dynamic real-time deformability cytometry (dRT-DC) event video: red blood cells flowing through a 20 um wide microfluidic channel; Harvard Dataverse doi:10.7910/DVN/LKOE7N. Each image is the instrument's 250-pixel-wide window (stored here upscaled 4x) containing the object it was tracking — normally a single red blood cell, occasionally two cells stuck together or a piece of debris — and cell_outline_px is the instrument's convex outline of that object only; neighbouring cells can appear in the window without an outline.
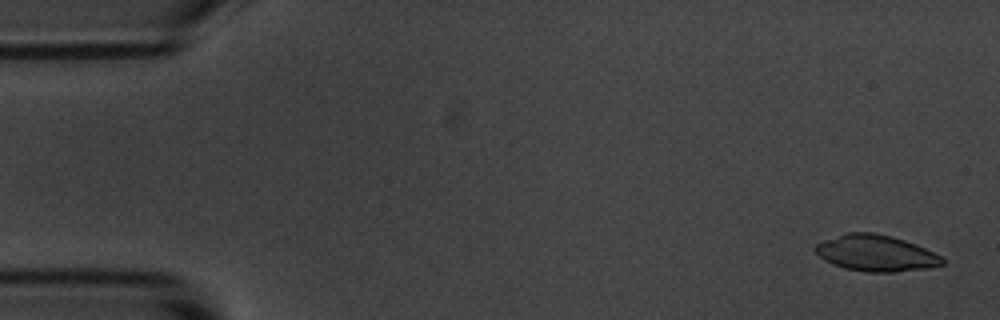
{"species": "common noctule bat (a hibernating species)", "species_latin": "Nyctalus noctula", "temperature_condition": "room temperature", "stored_images_in_passage": 6, "camera_frame_rate_fps": 3000, "um_per_image_px": 0.085, "animal": {"sex": "male", "body_mass_g": 20.1, "forearm_length_mm": 53.5}, "frame": {"image": 1, "passage_image": 1, "time_ms": 0.0, "image_size_px": [1000, 320], "cell_outline_px": [[944, 264], [928, 268], [896, 272], [868, 272], [844, 268], [824, 260], [812, 248], [816, 244], [824, 240], [848, 232], [872, 232], [892, 236], [916, 244], [940, 256], [944, 260]], "centroid_in_image_um": [74.44, 21.52], "position_along_channel_um": 10.6, "area_um2": 26.7}}
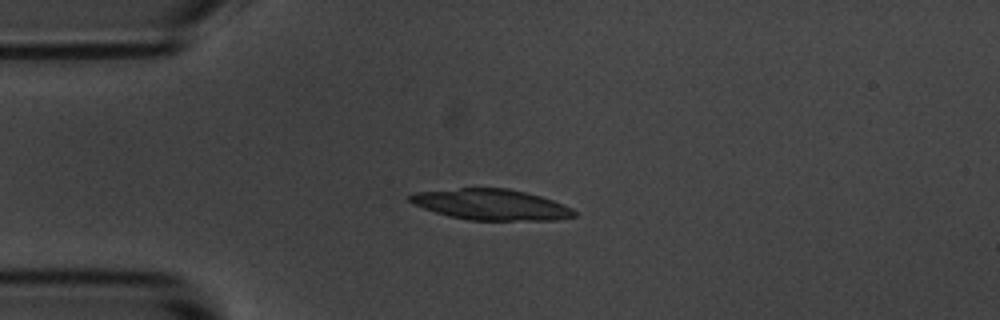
{"frame": {"image": 2, "passage_image": 4, "time_ms": 3.667, "image_size_px": [1000, 320], "cell_outline_px": [[576, 216], [560, 220], [468, 220], [448, 216], [412, 204], [408, 200], [408, 196], [412, 192], [460, 188], [508, 188], [540, 196], [552, 200], [572, 208], [576, 212]], "centroid_in_image_um": [41.73, 17.39], "position_along_channel_um": 43.3, "area_um2": 29.59}}